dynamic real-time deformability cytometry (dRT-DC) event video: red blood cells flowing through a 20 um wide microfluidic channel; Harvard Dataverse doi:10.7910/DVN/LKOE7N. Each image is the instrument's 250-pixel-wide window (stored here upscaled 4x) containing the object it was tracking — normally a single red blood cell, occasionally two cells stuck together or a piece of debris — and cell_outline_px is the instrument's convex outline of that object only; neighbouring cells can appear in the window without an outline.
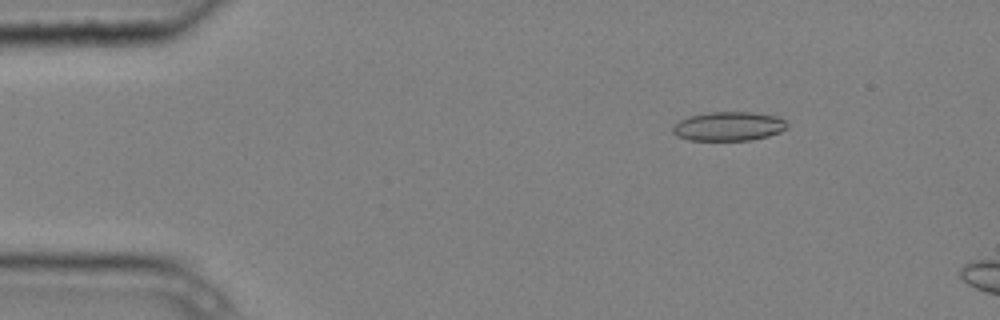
{"species": "common noctule bat (a hibernating species)", "species_latin": "Nyctalus noctula", "temperature_condition": "cold", "stored_images_in_passage": 4, "camera_frame_rate_fps": 3000, "um_per_image_px": 0.085, "animal": {"sex": "male", "body_mass_g": 20.4}, "frame": {"image": 1, "passage_image": 2, "time_ms": 0.333, "image_size_px": [1000, 320], "cell_outline_px": [[788, 124], [780, 132], [768, 136], [748, 140], [688, 140], [676, 136], [672, 132], [672, 128], [680, 120], [688, 116], [708, 112], [752, 112], [776, 116], [784, 120]], "centroid_in_image_um": [61.9, 10.73], "position_along_channel_um": 23.1, "area_um2": 19.31}}